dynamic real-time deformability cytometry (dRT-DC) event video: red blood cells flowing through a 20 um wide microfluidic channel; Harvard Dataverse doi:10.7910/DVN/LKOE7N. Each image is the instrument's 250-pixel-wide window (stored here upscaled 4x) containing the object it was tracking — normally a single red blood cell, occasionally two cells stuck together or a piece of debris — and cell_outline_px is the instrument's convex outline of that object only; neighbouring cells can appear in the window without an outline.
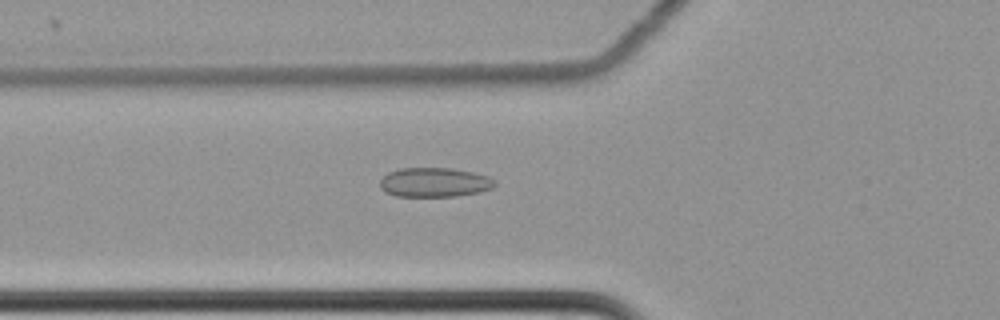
{"species": "common noctule bat (a hibernating species)", "species_latin": "Nyctalus noctula", "temperature_condition": "cold", "stored_images_in_passage": 61, "camera_frame_rate_fps": 3000, "um_per_image_px": 0.085, "animal": {"sex": "female", "body_mass_g": 22.7, "forearm_length_mm": 54.2}, "frame": {"image": 1, "passage_image": 24, "time_ms": 7.667, "image_size_px": [1000, 320], "cell_outline_px": [[496, 184], [492, 188], [480, 192], [456, 196], [396, 196], [384, 192], [380, 188], [380, 180], [388, 172], [400, 168], [452, 168], [472, 172], [488, 176], [496, 180]], "centroid_in_image_um": [36.93, 15.5], "position_along_channel_um": 88.9, "area_um2": 19.77}}
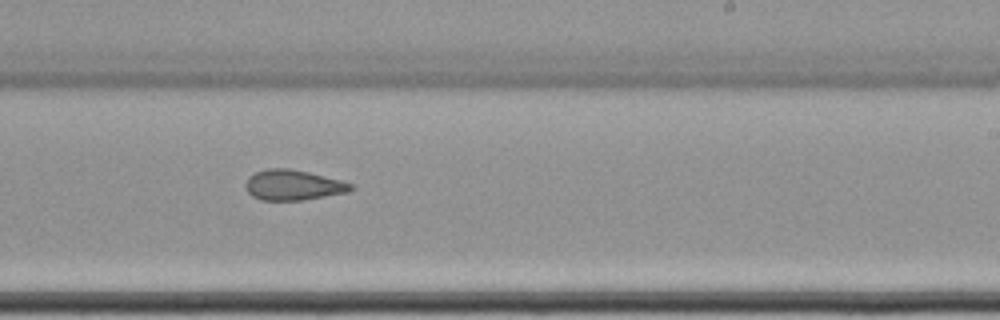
{"frame": {"image": 2, "passage_image": 39, "time_ms": 12.667, "image_size_px": [1000, 320], "cell_outline_px": [[356, 188], [348, 192], [304, 200], [260, 200], [252, 196], [248, 192], [244, 184], [248, 176], [256, 172], [268, 168], [288, 168], [308, 172], [340, 180], [352, 184]], "centroid_in_image_um": [24.9, 15.73], "position_along_channel_um": 264.1, "area_um2": 18.67}}
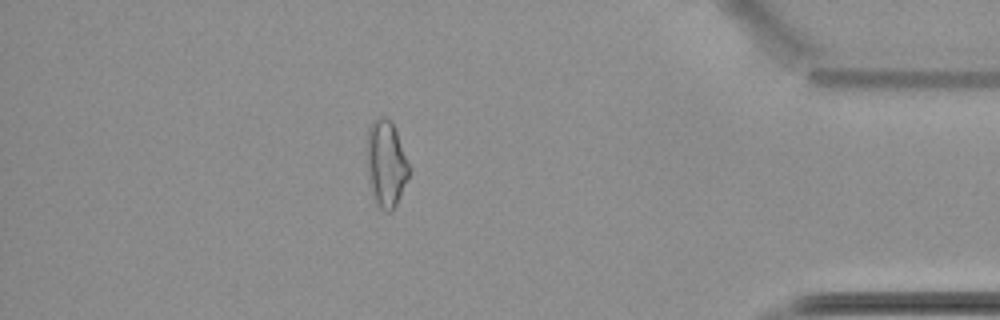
{"frame": {"image": 3, "passage_image": 54, "time_ms": 17.667, "image_size_px": [1000, 320], "cell_outline_px": [[412, 168], [396, 204], [392, 212], [384, 212], [372, 200], [368, 184], [364, 160], [364, 148], [368, 128], [372, 120], [380, 116], [384, 116], [392, 120]], "centroid_in_image_um": [32.75, 13.89], "position_along_channel_um": 402.4, "area_um2": 22.77}, "authors_computed_cell_mechanics": {"area_um2": 20.4612, "velocity_mm_per_s": 3.5048, "shape_relaxation_time_tau1_ms": null, "shape_relaxation_time_tau2_ms": 3.8504, "deformation_change_tau1": null, "deformation_change_tau2": 0.1031}}